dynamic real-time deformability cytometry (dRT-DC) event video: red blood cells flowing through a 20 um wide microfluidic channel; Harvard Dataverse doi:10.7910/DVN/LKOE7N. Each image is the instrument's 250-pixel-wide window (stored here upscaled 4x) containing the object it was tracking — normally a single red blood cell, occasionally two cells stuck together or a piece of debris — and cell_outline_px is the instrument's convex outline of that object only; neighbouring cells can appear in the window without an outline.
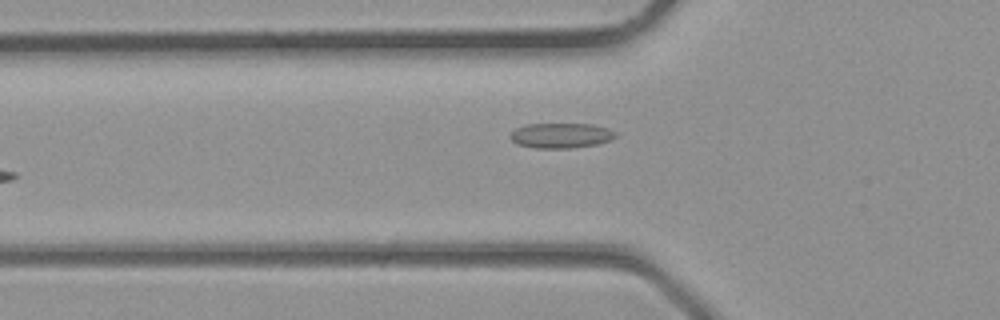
{"species": "common noctule bat (a hibernating species)", "species_latin": "Nyctalus noctula", "temperature_condition": "room temperature", "stored_images_in_passage": 3, "camera_frame_rate_fps": 3000, "um_per_image_px": 0.085, "animal": {"sex": "male", "body_mass_g": 23.1, "forearm_length_mm": 52.7}, "frame": {"image": 1, "passage_image": 3, "time_ms": 0.667, "image_size_px": [1000, 320], "cell_outline_px": [[616, 136], [612, 140], [596, 144], [572, 148], [536, 148], [516, 144], [508, 136], [516, 128], [528, 124], [592, 124], [608, 128], [616, 132]], "centroid_in_image_um": [47.69, 11.52], "position_along_channel_um": 78.1, "area_um2": 15.43}}